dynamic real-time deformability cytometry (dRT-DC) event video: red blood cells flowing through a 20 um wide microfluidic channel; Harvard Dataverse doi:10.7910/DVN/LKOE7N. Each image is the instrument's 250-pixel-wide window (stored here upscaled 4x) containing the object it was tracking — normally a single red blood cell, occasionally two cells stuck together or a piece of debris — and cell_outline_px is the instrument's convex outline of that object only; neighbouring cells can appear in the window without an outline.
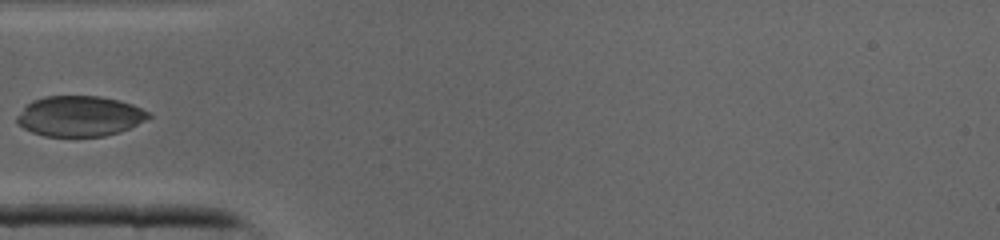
{"species": "common noctule bat (a hibernating species)", "species_latin": "Nyctalus noctula", "temperature_condition": "cold", "stored_images_in_passage": 28, "segment_of_instrument_passage": [1, 2], "camera_frame_rate_fps": 3000, "um_per_image_px": 0.085, "animal": {"sex": "male", "body_mass_g": 19.0, "forearm_length_mm": 50.8}, "frame": {"image": 1, "passage_image": 1, "time_ms": 0.0, "image_size_px": [1000, 240], "cell_outline_px": [[152, 116], [120, 132], [104, 136], [44, 136], [32, 132], [16, 124], [16, 116], [32, 100], [44, 96], [100, 96], [120, 100], [132, 104], [148, 112]], "centroid_in_image_um": [6.74, 9.87], "position_along_channel_um": 78.3, "area_um2": 30.92}}
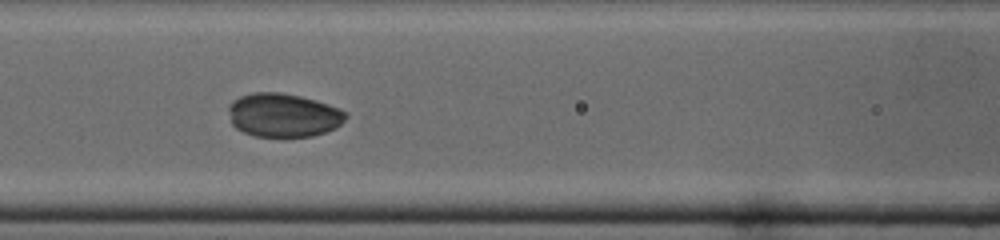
{"frame": {"image": 2, "passage_image": 5, "time_ms": 1.333, "image_size_px": [1000, 240], "cell_outline_px": [[348, 116], [336, 128], [312, 136], [256, 136], [244, 132], [236, 128], [232, 124], [228, 108], [228, 104], [232, 100], [240, 96], [252, 92], [280, 92], [300, 96], [316, 100], [340, 108], [348, 112]], "centroid_in_image_um": [24.09, 9.77], "position_along_channel_um": 142.5, "area_um2": 29.94}}